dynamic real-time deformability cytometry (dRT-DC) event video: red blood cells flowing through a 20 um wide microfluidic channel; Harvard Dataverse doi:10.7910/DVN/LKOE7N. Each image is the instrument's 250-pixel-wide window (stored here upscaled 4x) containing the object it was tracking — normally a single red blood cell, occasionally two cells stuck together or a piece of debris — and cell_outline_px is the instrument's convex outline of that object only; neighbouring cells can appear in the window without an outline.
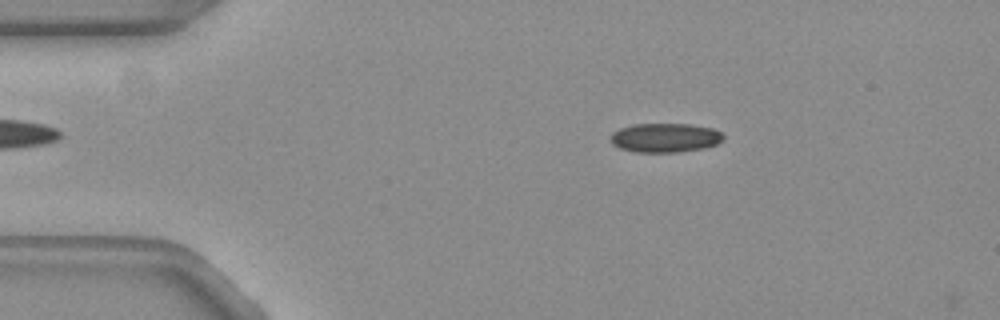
{"species": "common noctule bat (a hibernating species)", "species_latin": "Nyctalus noctula", "temperature_condition": "warm", "stored_images_in_passage": 10, "camera_frame_rate_fps": 3000, "um_per_image_px": 0.085, "animal": {"sex": "female", "body_mass_g": 19.3, "forearm_length_mm": 54.1}, "frame": {"image": 1, "passage_image": 8, "time_ms": 2.333, "image_size_px": [1000, 320], "cell_outline_px": [[724, 140], [716, 144], [704, 148], [676, 152], [636, 152], [620, 148], [612, 144], [612, 132], [620, 128], [632, 124], [692, 124], [712, 128], [720, 132], [724, 136]], "centroid_in_image_um": [56.55, 11.7], "position_along_channel_um": 28.5, "area_um2": 19.13}}